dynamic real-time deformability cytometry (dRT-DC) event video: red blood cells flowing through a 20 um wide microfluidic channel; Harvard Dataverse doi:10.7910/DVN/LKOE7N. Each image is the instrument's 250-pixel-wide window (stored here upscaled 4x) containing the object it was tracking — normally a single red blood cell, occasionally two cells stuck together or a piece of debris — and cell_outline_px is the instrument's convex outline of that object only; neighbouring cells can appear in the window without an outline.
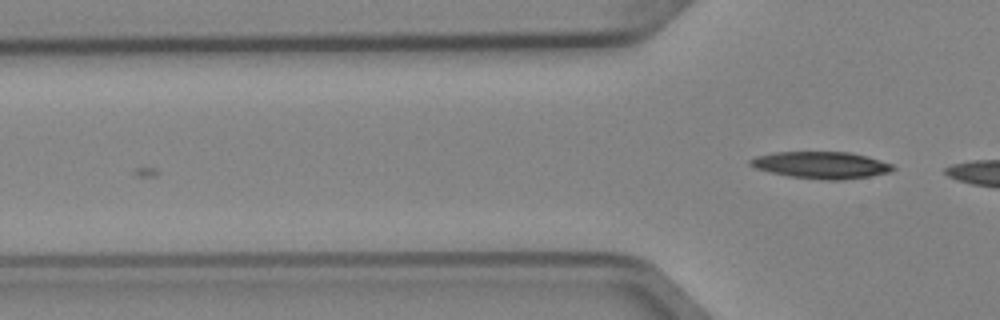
{"species": "Egyptian fruit bat (a non-hibernating species)", "species_latin": "Rousettus aegyptiacus", "temperature_condition": "cold", "stored_images_in_passage": 5, "camera_frame_rate_fps": 3000, "um_per_image_px": 0.085, "animal": {"sex": "female"}, "frame": {"image": 1, "passage_image": 5, "time_ms": 1.333, "image_size_px": [1000, 320], "cell_outline_px": [[896, 168], [892, 172], [868, 176], [836, 180], [828, 180], [788, 176], [756, 168], [748, 164], [748, 160], [756, 156], [772, 152], [848, 152], [880, 160], [892, 164]], "centroid_in_image_um": [69.78, 14.02], "position_along_channel_um": 56.0, "area_um2": 22.14}}